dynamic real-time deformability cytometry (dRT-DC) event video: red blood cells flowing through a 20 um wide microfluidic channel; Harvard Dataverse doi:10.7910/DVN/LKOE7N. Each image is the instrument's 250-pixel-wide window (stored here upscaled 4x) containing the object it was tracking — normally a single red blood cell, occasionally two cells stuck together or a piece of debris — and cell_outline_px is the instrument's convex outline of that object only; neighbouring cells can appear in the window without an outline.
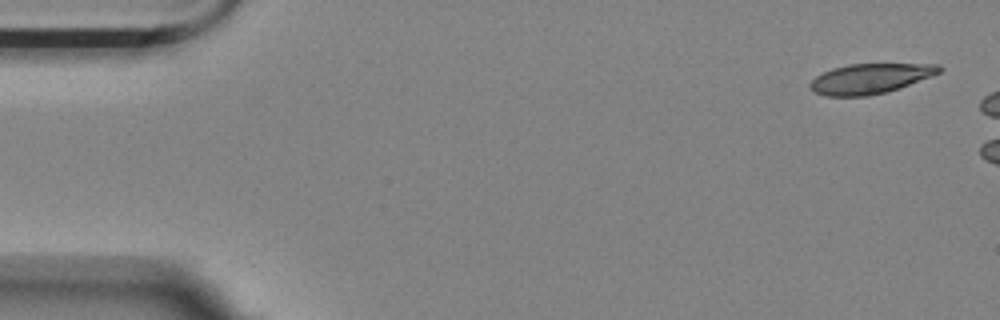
{"species": "Egyptian fruit bat (a non-hibernating species)", "species_latin": "Rousettus aegyptiacus", "temperature_condition": "room temperature", "stored_images_in_passage": 5, "camera_frame_rate_fps": 3000, "um_per_image_px": 0.085, "animal": {"sex": "female"}, "frame": {"image": 1, "passage_image": 1, "time_ms": 0.0, "image_size_px": [1000, 320], "cell_outline_px": [[944, 68], [940, 72], [932, 76], [900, 88], [888, 92], [868, 96], [828, 96], [816, 92], [808, 88], [808, 84], [816, 76], [832, 68], [848, 64], [940, 64]], "centroid_in_image_um": [73.98, 6.68], "position_along_channel_um": 11.0, "area_um2": 22.72}}